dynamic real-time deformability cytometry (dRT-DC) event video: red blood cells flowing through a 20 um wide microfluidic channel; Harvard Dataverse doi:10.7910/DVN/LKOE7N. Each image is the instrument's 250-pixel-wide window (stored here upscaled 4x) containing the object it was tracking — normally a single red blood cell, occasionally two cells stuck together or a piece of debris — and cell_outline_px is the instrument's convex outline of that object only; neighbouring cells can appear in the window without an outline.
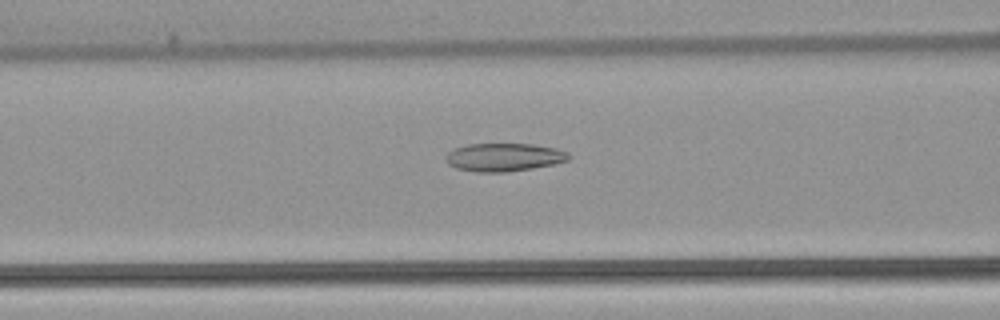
{"species": "common noctule bat (a hibernating species)", "species_latin": "Nyctalus noctula", "temperature_condition": "warm", "stored_images_in_passage": 51, "camera_frame_rate_fps": 3000, "um_per_image_px": 0.085, "animal": {"sex": "female", "body_mass_g": 22.7, "forearm_length_mm": 54.2}, "frame": {"image": 1, "passage_image": 22, "time_ms": 7.0, "image_size_px": [1000, 320], "cell_outline_px": [[572, 156], [568, 160], [556, 164], [508, 172], [476, 172], [456, 168], [448, 164], [444, 160], [444, 156], [448, 152], [456, 148], [468, 144], [532, 144], [556, 148], [568, 152]], "centroid_in_image_um": [42.84, 13.37], "position_along_channel_um": 123.8, "area_um2": 20.35}}
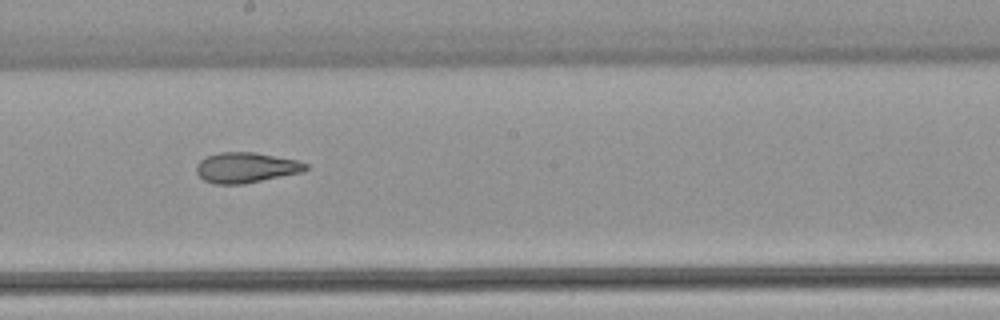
{"frame": {"image": 2, "passage_image": 30, "time_ms": 9.667, "image_size_px": [1000, 320], "cell_outline_px": [[308, 168], [300, 172], [244, 184], [212, 184], [204, 180], [196, 172], [196, 164], [200, 160], [208, 156], [220, 152], [252, 152], [296, 160], [308, 164]], "centroid_in_image_um": [20.86, 14.25], "position_along_channel_um": 227.3, "area_um2": 19.13}}
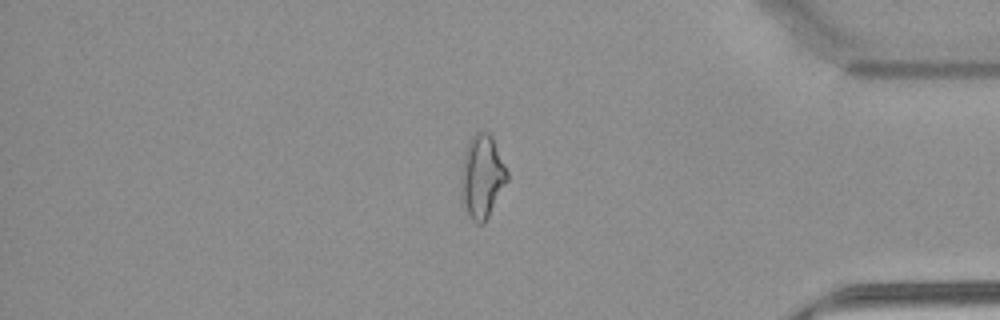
{"frame": {"image": 3, "passage_image": 45, "time_ms": 14.667, "image_size_px": [1000, 320], "cell_outline_px": [[508, 180], [488, 216], [480, 224], [476, 224], [468, 216], [460, 196], [460, 172], [464, 156], [468, 144], [472, 136], [480, 128], [488, 132], [492, 136], [508, 172]], "centroid_in_image_um": [40.95, 14.99], "position_along_channel_um": 394.2, "area_um2": 22.48}}